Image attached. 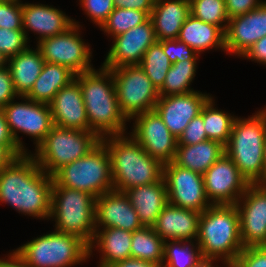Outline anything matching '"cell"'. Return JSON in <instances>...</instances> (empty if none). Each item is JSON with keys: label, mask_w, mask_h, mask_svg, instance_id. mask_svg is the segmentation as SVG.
Returning a JSON list of instances; mask_svg holds the SVG:
<instances>
[{"label": "cell", "mask_w": 266, "mask_h": 267, "mask_svg": "<svg viewBox=\"0 0 266 267\" xmlns=\"http://www.w3.org/2000/svg\"><path fill=\"white\" fill-rule=\"evenodd\" d=\"M52 185L53 176L26 153L0 170V202L25 216L50 220Z\"/></svg>", "instance_id": "6da1fadb"}, {"label": "cell", "mask_w": 266, "mask_h": 267, "mask_svg": "<svg viewBox=\"0 0 266 267\" xmlns=\"http://www.w3.org/2000/svg\"><path fill=\"white\" fill-rule=\"evenodd\" d=\"M75 79L81 88L90 131L100 138L127 134L126 123L131 121L120 109L112 72L100 66L75 75Z\"/></svg>", "instance_id": "7a4b0ae2"}, {"label": "cell", "mask_w": 266, "mask_h": 267, "mask_svg": "<svg viewBox=\"0 0 266 267\" xmlns=\"http://www.w3.org/2000/svg\"><path fill=\"white\" fill-rule=\"evenodd\" d=\"M196 244L203 259L232 265L242 251L240 216L235 204L211 205L199 218Z\"/></svg>", "instance_id": "3957f363"}, {"label": "cell", "mask_w": 266, "mask_h": 267, "mask_svg": "<svg viewBox=\"0 0 266 267\" xmlns=\"http://www.w3.org/2000/svg\"><path fill=\"white\" fill-rule=\"evenodd\" d=\"M108 149L114 190L124 192L136 186L159 182L163 164L151 157L130 135H110L101 138Z\"/></svg>", "instance_id": "277c9868"}, {"label": "cell", "mask_w": 266, "mask_h": 267, "mask_svg": "<svg viewBox=\"0 0 266 267\" xmlns=\"http://www.w3.org/2000/svg\"><path fill=\"white\" fill-rule=\"evenodd\" d=\"M266 109L248 116L236 117L225 154L235 163L249 184H264V143Z\"/></svg>", "instance_id": "5b68a950"}, {"label": "cell", "mask_w": 266, "mask_h": 267, "mask_svg": "<svg viewBox=\"0 0 266 267\" xmlns=\"http://www.w3.org/2000/svg\"><path fill=\"white\" fill-rule=\"evenodd\" d=\"M13 251L28 267H74L90 258L89 245L84 240L55 229Z\"/></svg>", "instance_id": "8992f818"}, {"label": "cell", "mask_w": 266, "mask_h": 267, "mask_svg": "<svg viewBox=\"0 0 266 267\" xmlns=\"http://www.w3.org/2000/svg\"><path fill=\"white\" fill-rule=\"evenodd\" d=\"M100 142L101 138L93 131L53 125L35 153H29L44 172L53 176L64 165L87 155Z\"/></svg>", "instance_id": "52a82bcc"}, {"label": "cell", "mask_w": 266, "mask_h": 267, "mask_svg": "<svg viewBox=\"0 0 266 267\" xmlns=\"http://www.w3.org/2000/svg\"><path fill=\"white\" fill-rule=\"evenodd\" d=\"M95 200L92 194L52 185L50 220L55 221V230L76 235L90 245L96 230Z\"/></svg>", "instance_id": "ba28073f"}, {"label": "cell", "mask_w": 266, "mask_h": 267, "mask_svg": "<svg viewBox=\"0 0 266 267\" xmlns=\"http://www.w3.org/2000/svg\"><path fill=\"white\" fill-rule=\"evenodd\" d=\"M53 186L92 194L96 198L114 190L108 149L100 142L80 159L64 165L53 175Z\"/></svg>", "instance_id": "9c48e42d"}, {"label": "cell", "mask_w": 266, "mask_h": 267, "mask_svg": "<svg viewBox=\"0 0 266 267\" xmlns=\"http://www.w3.org/2000/svg\"><path fill=\"white\" fill-rule=\"evenodd\" d=\"M109 70L113 74L120 109L129 121L138 114L155 109L159 91L139 65Z\"/></svg>", "instance_id": "30bf717a"}, {"label": "cell", "mask_w": 266, "mask_h": 267, "mask_svg": "<svg viewBox=\"0 0 266 267\" xmlns=\"http://www.w3.org/2000/svg\"><path fill=\"white\" fill-rule=\"evenodd\" d=\"M81 26L74 19V25L64 33L38 42L36 46L45 62L67 67L75 75L95 69L91 64L93 56L90 45L81 37Z\"/></svg>", "instance_id": "8fae6325"}, {"label": "cell", "mask_w": 266, "mask_h": 267, "mask_svg": "<svg viewBox=\"0 0 266 267\" xmlns=\"http://www.w3.org/2000/svg\"><path fill=\"white\" fill-rule=\"evenodd\" d=\"M20 99L23 102L12 100L2 111L17 145L25 153H29L18 133L32 137L36 148L53 126L52 114L49 104L34 102L25 96L19 97Z\"/></svg>", "instance_id": "7c38bea8"}, {"label": "cell", "mask_w": 266, "mask_h": 267, "mask_svg": "<svg viewBox=\"0 0 266 267\" xmlns=\"http://www.w3.org/2000/svg\"><path fill=\"white\" fill-rule=\"evenodd\" d=\"M168 203L202 213L212 204L205 193L203 175L176 165L173 161L163 166Z\"/></svg>", "instance_id": "4fadbf2b"}, {"label": "cell", "mask_w": 266, "mask_h": 267, "mask_svg": "<svg viewBox=\"0 0 266 267\" xmlns=\"http://www.w3.org/2000/svg\"><path fill=\"white\" fill-rule=\"evenodd\" d=\"M132 132L128 133L151 157L163 165L174 161L178 140L172 135L159 114L153 110L133 118Z\"/></svg>", "instance_id": "5bb4252c"}, {"label": "cell", "mask_w": 266, "mask_h": 267, "mask_svg": "<svg viewBox=\"0 0 266 267\" xmlns=\"http://www.w3.org/2000/svg\"><path fill=\"white\" fill-rule=\"evenodd\" d=\"M205 193L212 205L236 204L250 185L224 154L204 174Z\"/></svg>", "instance_id": "9a60e30c"}, {"label": "cell", "mask_w": 266, "mask_h": 267, "mask_svg": "<svg viewBox=\"0 0 266 267\" xmlns=\"http://www.w3.org/2000/svg\"><path fill=\"white\" fill-rule=\"evenodd\" d=\"M235 205L243 247L266 243V184H250Z\"/></svg>", "instance_id": "2e32d148"}, {"label": "cell", "mask_w": 266, "mask_h": 267, "mask_svg": "<svg viewBox=\"0 0 266 267\" xmlns=\"http://www.w3.org/2000/svg\"><path fill=\"white\" fill-rule=\"evenodd\" d=\"M112 40L113 44L101 65L106 69L124 65H139L145 51L157 41L150 18Z\"/></svg>", "instance_id": "e0dca14e"}, {"label": "cell", "mask_w": 266, "mask_h": 267, "mask_svg": "<svg viewBox=\"0 0 266 267\" xmlns=\"http://www.w3.org/2000/svg\"><path fill=\"white\" fill-rule=\"evenodd\" d=\"M210 97V94L197 90L186 94L160 96L154 110L178 140Z\"/></svg>", "instance_id": "ac0fdd59"}, {"label": "cell", "mask_w": 266, "mask_h": 267, "mask_svg": "<svg viewBox=\"0 0 266 267\" xmlns=\"http://www.w3.org/2000/svg\"><path fill=\"white\" fill-rule=\"evenodd\" d=\"M224 35L226 54L240 58L255 42L266 36V1L244 15L230 18Z\"/></svg>", "instance_id": "d6986e66"}, {"label": "cell", "mask_w": 266, "mask_h": 267, "mask_svg": "<svg viewBox=\"0 0 266 267\" xmlns=\"http://www.w3.org/2000/svg\"><path fill=\"white\" fill-rule=\"evenodd\" d=\"M95 227H114L134 232L143 225L125 193L113 190L95 200Z\"/></svg>", "instance_id": "ffe728a7"}, {"label": "cell", "mask_w": 266, "mask_h": 267, "mask_svg": "<svg viewBox=\"0 0 266 267\" xmlns=\"http://www.w3.org/2000/svg\"><path fill=\"white\" fill-rule=\"evenodd\" d=\"M73 25L74 19L54 6L22 3V28L28 41L29 31L39 34L38 43L45 38L64 33Z\"/></svg>", "instance_id": "44dd1931"}, {"label": "cell", "mask_w": 266, "mask_h": 267, "mask_svg": "<svg viewBox=\"0 0 266 267\" xmlns=\"http://www.w3.org/2000/svg\"><path fill=\"white\" fill-rule=\"evenodd\" d=\"M53 125L90 131L79 82L74 79L64 86L49 103Z\"/></svg>", "instance_id": "7402d4cb"}, {"label": "cell", "mask_w": 266, "mask_h": 267, "mask_svg": "<svg viewBox=\"0 0 266 267\" xmlns=\"http://www.w3.org/2000/svg\"><path fill=\"white\" fill-rule=\"evenodd\" d=\"M200 215L198 211L167 203L152 227L164 241L196 242Z\"/></svg>", "instance_id": "603a6c76"}, {"label": "cell", "mask_w": 266, "mask_h": 267, "mask_svg": "<svg viewBox=\"0 0 266 267\" xmlns=\"http://www.w3.org/2000/svg\"><path fill=\"white\" fill-rule=\"evenodd\" d=\"M124 193L136 210L143 226L152 227L168 203L167 188L163 178L159 182L125 190Z\"/></svg>", "instance_id": "cb8c5ba5"}, {"label": "cell", "mask_w": 266, "mask_h": 267, "mask_svg": "<svg viewBox=\"0 0 266 267\" xmlns=\"http://www.w3.org/2000/svg\"><path fill=\"white\" fill-rule=\"evenodd\" d=\"M189 15V0H155L150 19L157 41L178 39L180 29Z\"/></svg>", "instance_id": "d4e9b609"}, {"label": "cell", "mask_w": 266, "mask_h": 267, "mask_svg": "<svg viewBox=\"0 0 266 267\" xmlns=\"http://www.w3.org/2000/svg\"><path fill=\"white\" fill-rule=\"evenodd\" d=\"M132 232L110 228H96L95 237L89 245V257L94 248L98 250L100 259L97 267H109L113 263L131 257Z\"/></svg>", "instance_id": "484cf974"}, {"label": "cell", "mask_w": 266, "mask_h": 267, "mask_svg": "<svg viewBox=\"0 0 266 267\" xmlns=\"http://www.w3.org/2000/svg\"><path fill=\"white\" fill-rule=\"evenodd\" d=\"M45 60L38 47L28 46L19 54L8 58L7 66L11 73L13 86L19 97L26 96L39 77Z\"/></svg>", "instance_id": "4316f807"}, {"label": "cell", "mask_w": 266, "mask_h": 267, "mask_svg": "<svg viewBox=\"0 0 266 267\" xmlns=\"http://www.w3.org/2000/svg\"><path fill=\"white\" fill-rule=\"evenodd\" d=\"M178 40L191 47L198 55L210 50H225L224 32L216 25L203 22L191 14L183 23Z\"/></svg>", "instance_id": "83f0119b"}, {"label": "cell", "mask_w": 266, "mask_h": 267, "mask_svg": "<svg viewBox=\"0 0 266 267\" xmlns=\"http://www.w3.org/2000/svg\"><path fill=\"white\" fill-rule=\"evenodd\" d=\"M224 154V146L220 142L208 139L194 145H177L173 162L203 175Z\"/></svg>", "instance_id": "f1b7e54d"}, {"label": "cell", "mask_w": 266, "mask_h": 267, "mask_svg": "<svg viewBox=\"0 0 266 267\" xmlns=\"http://www.w3.org/2000/svg\"><path fill=\"white\" fill-rule=\"evenodd\" d=\"M75 79V74L67 67L45 62L42 71L25 96L34 102L49 104L55 94Z\"/></svg>", "instance_id": "f546056e"}, {"label": "cell", "mask_w": 266, "mask_h": 267, "mask_svg": "<svg viewBox=\"0 0 266 267\" xmlns=\"http://www.w3.org/2000/svg\"><path fill=\"white\" fill-rule=\"evenodd\" d=\"M165 241L153 227L143 226L132 232L131 257L161 265L164 262Z\"/></svg>", "instance_id": "4dcf8cb0"}, {"label": "cell", "mask_w": 266, "mask_h": 267, "mask_svg": "<svg viewBox=\"0 0 266 267\" xmlns=\"http://www.w3.org/2000/svg\"><path fill=\"white\" fill-rule=\"evenodd\" d=\"M215 99L211 96L202 107V118L205 132L209 140H215L225 146L237 116L215 107Z\"/></svg>", "instance_id": "1f68e13d"}, {"label": "cell", "mask_w": 266, "mask_h": 267, "mask_svg": "<svg viewBox=\"0 0 266 267\" xmlns=\"http://www.w3.org/2000/svg\"><path fill=\"white\" fill-rule=\"evenodd\" d=\"M197 60L178 61L171 65L162 87L158 90L159 96L186 94L196 91L190 87L196 75Z\"/></svg>", "instance_id": "d6a6232c"}, {"label": "cell", "mask_w": 266, "mask_h": 267, "mask_svg": "<svg viewBox=\"0 0 266 267\" xmlns=\"http://www.w3.org/2000/svg\"><path fill=\"white\" fill-rule=\"evenodd\" d=\"M202 260L200 248L196 242L165 241L162 267H195Z\"/></svg>", "instance_id": "836d02e7"}, {"label": "cell", "mask_w": 266, "mask_h": 267, "mask_svg": "<svg viewBox=\"0 0 266 267\" xmlns=\"http://www.w3.org/2000/svg\"><path fill=\"white\" fill-rule=\"evenodd\" d=\"M149 18L150 16L145 11L115 7L100 27V30L107 36L114 38L133 27L143 24Z\"/></svg>", "instance_id": "e575fe53"}, {"label": "cell", "mask_w": 266, "mask_h": 267, "mask_svg": "<svg viewBox=\"0 0 266 267\" xmlns=\"http://www.w3.org/2000/svg\"><path fill=\"white\" fill-rule=\"evenodd\" d=\"M171 65L160 41H156L145 51L139 64L157 90L162 87Z\"/></svg>", "instance_id": "d590c367"}, {"label": "cell", "mask_w": 266, "mask_h": 267, "mask_svg": "<svg viewBox=\"0 0 266 267\" xmlns=\"http://www.w3.org/2000/svg\"><path fill=\"white\" fill-rule=\"evenodd\" d=\"M189 2L192 16L218 26L225 33L229 21L225 0H189Z\"/></svg>", "instance_id": "8d00e7d4"}, {"label": "cell", "mask_w": 266, "mask_h": 267, "mask_svg": "<svg viewBox=\"0 0 266 267\" xmlns=\"http://www.w3.org/2000/svg\"><path fill=\"white\" fill-rule=\"evenodd\" d=\"M29 42L23 30L0 28V52L7 59L25 50Z\"/></svg>", "instance_id": "74e56055"}, {"label": "cell", "mask_w": 266, "mask_h": 267, "mask_svg": "<svg viewBox=\"0 0 266 267\" xmlns=\"http://www.w3.org/2000/svg\"><path fill=\"white\" fill-rule=\"evenodd\" d=\"M80 8L100 28L114 10L113 0H79Z\"/></svg>", "instance_id": "f35d334b"}, {"label": "cell", "mask_w": 266, "mask_h": 267, "mask_svg": "<svg viewBox=\"0 0 266 267\" xmlns=\"http://www.w3.org/2000/svg\"><path fill=\"white\" fill-rule=\"evenodd\" d=\"M0 28L23 30L21 0L0 2Z\"/></svg>", "instance_id": "ab89813d"}, {"label": "cell", "mask_w": 266, "mask_h": 267, "mask_svg": "<svg viewBox=\"0 0 266 267\" xmlns=\"http://www.w3.org/2000/svg\"><path fill=\"white\" fill-rule=\"evenodd\" d=\"M160 42L163 46V52L172 64L184 60H199L200 55L178 39L161 40Z\"/></svg>", "instance_id": "60d3db41"}, {"label": "cell", "mask_w": 266, "mask_h": 267, "mask_svg": "<svg viewBox=\"0 0 266 267\" xmlns=\"http://www.w3.org/2000/svg\"><path fill=\"white\" fill-rule=\"evenodd\" d=\"M208 140L202 118V109L200 114L194 117L183 134L178 139L177 145H194Z\"/></svg>", "instance_id": "b9f144b4"}, {"label": "cell", "mask_w": 266, "mask_h": 267, "mask_svg": "<svg viewBox=\"0 0 266 267\" xmlns=\"http://www.w3.org/2000/svg\"><path fill=\"white\" fill-rule=\"evenodd\" d=\"M231 267H266V258L255 247H246Z\"/></svg>", "instance_id": "7bdbcfd3"}, {"label": "cell", "mask_w": 266, "mask_h": 267, "mask_svg": "<svg viewBox=\"0 0 266 267\" xmlns=\"http://www.w3.org/2000/svg\"><path fill=\"white\" fill-rule=\"evenodd\" d=\"M19 99L16 94L11 73L8 66L0 69V108H3L10 101Z\"/></svg>", "instance_id": "ee69618b"}, {"label": "cell", "mask_w": 266, "mask_h": 267, "mask_svg": "<svg viewBox=\"0 0 266 267\" xmlns=\"http://www.w3.org/2000/svg\"><path fill=\"white\" fill-rule=\"evenodd\" d=\"M265 0H225L226 12L230 18L244 15L261 5Z\"/></svg>", "instance_id": "f6af8a7d"}, {"label": "cell", "mask_w": 266, "mask_h": 267, "mask_svg": "<svg viewBox=\"0 0 266 267\" xmlns=\"http://www.w3.org/2000/svg\"><path fill=\"white\" fill-rule=\"evenodd\" d=\"M0 144H5L17 157L26 154L16 143L7 124L4 112L0 108Z\"/></svg>", "instance_id": "bcb514c9"}, {"label": "cell", "mask_w": 266, "mask_h": 267, "mask_svg": "<svg viewBox=\"0 0 266 267\" xmlns=\"http://www.w3.org/2000/svg\"><path fill=\"white\" fill-rule=\"evenodd\" d=\"M241 57L266 65V36L255 42Z\"/></svg>", "instance_id": "7dc6e473"}, {"label": "cell", "mask_w": 266, "mask_h": 267, "mask_svg": "<svg viewBox=\"0 0 266 267\" xmlns=\"http://www.w3.org/2000/svg\"><path fill=\"white\" fill-rule=\"evenodd\" d=\"M117 8L145 11L149 16L154 8L155 0H113Z\"/></svg>", "instance_id": "c3c4849f"}, {"label": "cell", "mask_w": 266, "mask_h": 267, "mask_svg": "<svg viewBox=\"0 0 266 267\" xmlns=\"http://www.w3.org/2000/svg\"><path fill=\"white\" fill-rule=\"evenodd\" d=\"M109 267H162V266L153 264L151 262L143 261L141 259L129 257L128 259L115 262Z\"/></svg>", "instance_id": "681fc988"}, {"label": "cell", "mask_w": 266, "mask_h": 267, "mask_svg": "<svg viewBox=\"0 0 266 267\" xmlns=\"http://www.w3.org/2000/svg\"><path fill=\"white\" fill-rule=\"evenodd\" d=\"M0 267H28V266L14 251H12L11 253L9 252V254L5 256V258H0Z\"/></svg>", "instance_id": "f907efd6"}, {"label": "cell", "mask_w": 266, "mask_h": 267, "mask_svg": "<svg viewBox=\"0 0 266 267\" xmlns=\"http://www.w3.org/2000/svg\"><path fill=\"white\" fill-rule=\"evenodd\" d=\"M16 157L5 144H0V170L8 166Z\"/></svg>", "instance_id": "816d5d0a"}, {"label": "cell", "mask_w": 266, "mask_h": 267, "mask_svg": "<svg viewBox=\"0 0 266 267\" xmlns=\"http://www.w3.org/2000/svg\"><path fill=\"white\" fill-rule=\"evenodd\" d=\"M216 262L219 264V262H221V261L220 260L203 259L195 267H219V265ZM225 267H231V265H225Z\"/></svg>", "instance_id": "f5cc1de1"}, {"label": "cell", "mask_w": 266, "mask_h": 267, "mask_svg": "<svg viewBox=\"0 0 266 267\" xmlns=\"http://www.w3.org/2000/svg\"><path fill=\"white\" fill-rule=\"evenodd\" d=\"M255 248L266 258V243L257 245Z\"/></svg>", "instance_id": "db71d44e"}, {"label": "cell", "mask_w": 266, "mask_h": 267, "mask_svg": "<svg viewBox=\"0 0 266 267\" xmlns=\"http://www.w3.org/2000/svg\"><path fill=\"white\" fill-rule=\"evenodd\" d=\"M8 59L0 52V69L7 66Z\"/></svg>", "instance_id": "11a10c76"}, {"label": "cell", "mask_w": 266, "mask_h": 267, "mask_svg": "<svg viewBox=\"0 0 266 267\" xmlns=\"http://www.w3.org/2000/svg\"><path fill=\"white\" fill-rule=\"evenodd\" d=\"M264 184H266V138L264 143Z\"/></svg>", "instance_id": "9f6ffc18"}, {"label": "cell", "mask_w": 266, "mask_h": 267, "mask_svg": "<svg viewBox=\"0 0 266 267\" xmlns=\"http://www.w3.org/2000/svg\"><path fill=\"white\" fill-rule=\"evenodd\" d=\"M5 1H12V0H0V2H5Z\"/></svg>", "instance_id": "6f0895ef"}]
</instances>
